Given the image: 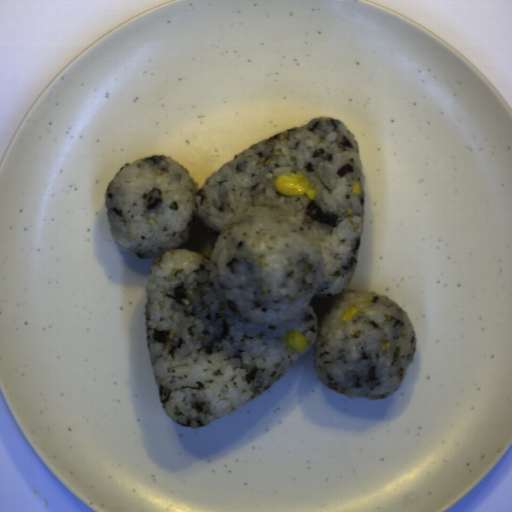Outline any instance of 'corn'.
<instances>
[{"label":"corn","mask_w":512,"mask_h":512,"mask_svg":"<svg viewBox=\"0 0 512 512\" xmlns=\"http://www.w3.org/2000/svg\"><path fill=\"white\" fill-rule=\"evenodd\" d=\"M310 180L296 172H284L274 182V190L284 196L306 195L308 199L315 200L317 191L310 189Z\"/></svg>","instance_id":"1"},{"label":"corn","mask_w":512,"mask_h":512,"mask_svg":"<svg viewBox=\"0 0 512 512\" xmlns=\"http://www.w3.org/2000/svg\"><path fill=\"white\" fill-rule=\"evenodd\" d=\"M285 342L294 351L300 352L304 350L308 344L306 336L294 330H290L286 333Z\"/></svg>","instance_id":"2"},{"label":"corn","mask_w":512,"mask_h":512,"mask_svg":"<svg viewBox=\"0 0 512 512\" xmlns=\"http://www.w3.org/2000/svg\"><path fill=\"white\" fill-rule=\"evenodd\" d=\"M357 311H358V308L348 307L347 309L344 310V312L342 314V321L344 323H349L351 318L357 313Z\"/></svg>","instance_id":"3"},{"label":"corn","mask_w":512,"mask_h":512,"mask_svg":"<svg viewBox=\"0 0 512 512\" xmlns=\"http://www.w3.org/2000/svg\"><path fill=\"white\" fill-rule=\"evenodd\" d=\"M352 194H355V195H361V186H360V182H357L354 184L353 186V189H352Z\"/></svg>","instance_id":"4"}]
</instances>
